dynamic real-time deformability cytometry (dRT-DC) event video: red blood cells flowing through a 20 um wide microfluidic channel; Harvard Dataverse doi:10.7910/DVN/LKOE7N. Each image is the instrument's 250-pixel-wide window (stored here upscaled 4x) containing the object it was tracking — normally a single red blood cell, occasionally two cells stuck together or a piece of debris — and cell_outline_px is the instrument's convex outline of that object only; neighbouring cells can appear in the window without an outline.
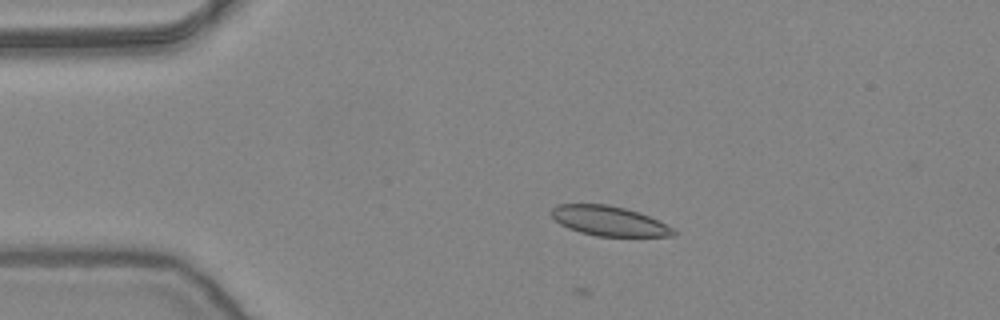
{"species": "common noctule bat (a hibernating species)", "species_latin": "Nyctalus noctula", "temperature_condition": "warm", "stored_images_in_passage": 37, "camera_frame_rate_fps": 3000, "um_per_image_px": 0.085, "animal": {"sex": "female", "body_mass_g": 24.6, "forearm_length_mm": 56.2}, "frame": {"image": 1, "passage_image": 10, "time_ms": 3.0, "image_size_px": [1000, 320], "cell_outline_px": [[676, 236], [596, 236], [580, 232], [568, 228], [560, 224], [552, 216], [552, 208], [560, 204], [608, 204], [640, 212], [672, 228], [676, 232]], "centroid_in_image_um": [51.76, 18.78], "position_along_channel_um": 33.2, "area_um2": 20.92}}
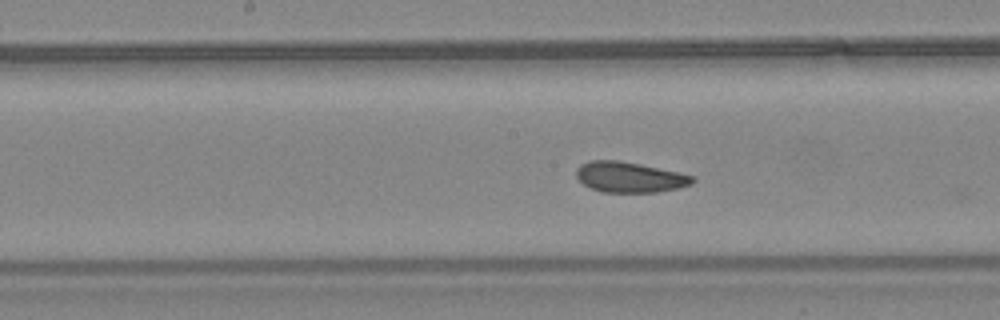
{"frame": {"image": 2, "passage_image": 26, "time_ms": 8.333, "image_size_px": [1000, 320], "cell_outline_px": [[696, 180], [692, 184], [680, 188], [656, 192], [600, 192], [584, 184], [576, 176], [576, 168], [580, 164], [592, 160], [616, 160], [640, 164], [680, 172], [696, 176]], "centroid_in_image_um": [53.56, 15.06], "position_along_channel_um": 194.6, "area_um2": 20.81}}
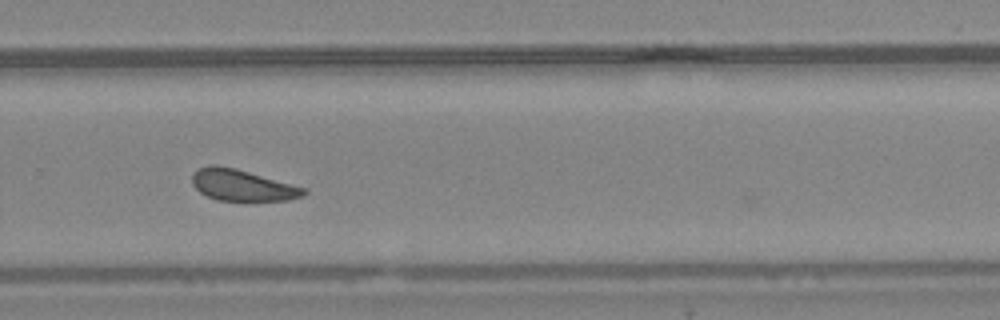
{"frame": {"image": 3, "passage_image": 35, "time_ms": 11.333, "image_size_px": [1000, 320], "cell_outline_px": [[308, 192], [304, 196], [288, 200], [216, 200], [200, 192], [192, 184], [192, 172], [200, 168], [212, 164], [216, 164], [236, 168], [308, 188]], "centroid_in_image_um": [20.62, 15.73], "position_along_channel_um": 309.2, "area_um2": 20.52}}